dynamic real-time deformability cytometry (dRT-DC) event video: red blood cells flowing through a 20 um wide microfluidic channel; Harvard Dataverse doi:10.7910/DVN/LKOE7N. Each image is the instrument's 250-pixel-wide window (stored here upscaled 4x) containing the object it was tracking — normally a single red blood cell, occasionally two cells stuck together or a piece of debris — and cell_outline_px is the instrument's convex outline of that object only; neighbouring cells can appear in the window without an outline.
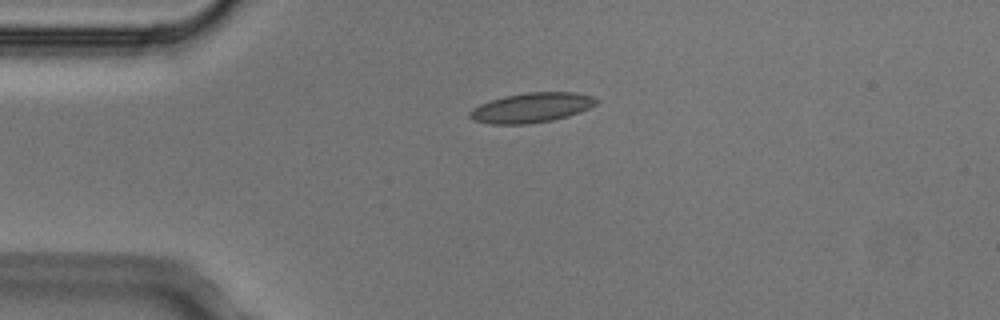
{"species": "Egyptian fruit bat (a non-hibernating species)", "species_latin": "Rousettus aegyptiacus", "temperature_condition": "cold", "stored_images_in_passage": 2, "camera_frame_rate_fps": 3000, "um_per_image_px": 0.085, "animal": {"sex": "male"}, "frame": {"image": 1, "passage_image": 1, "time_ms": 0.0, "image_size_px": [1000, 320], "cell_outline_px": [[600, 100], [596, 104], [580, 112], [568, 116], [552, 120], [528, 124], [488, 124], [472, 120], [468, 116], [468, 112], [472, 108], [480, 104], [504, 96], [528, 92], [576, 92], [596, 96]], "centroid_in_image_um": [45.19, 9.15], "position_along_channel_um": 39.8, "area_um2": 22.2}}